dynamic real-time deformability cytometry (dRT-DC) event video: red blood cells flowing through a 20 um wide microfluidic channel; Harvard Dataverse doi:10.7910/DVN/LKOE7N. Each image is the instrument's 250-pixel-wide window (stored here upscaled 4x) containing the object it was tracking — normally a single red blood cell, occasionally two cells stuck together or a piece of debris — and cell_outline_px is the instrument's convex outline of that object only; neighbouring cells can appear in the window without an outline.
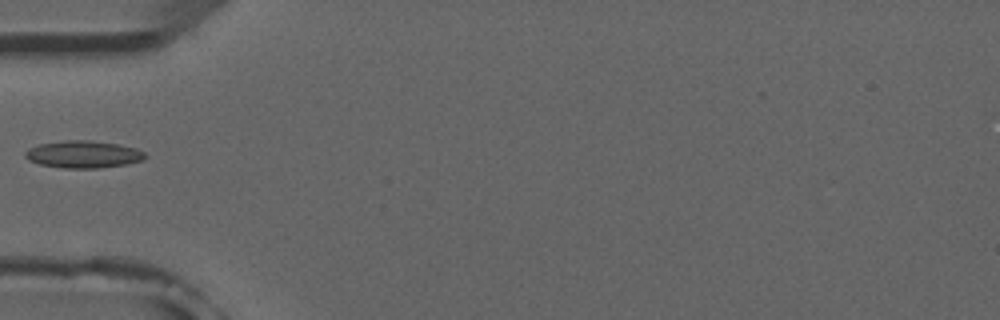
{"species": "common noctule bat (a hibernating species)", "species_latin": "Nyctalus noctula", "temperature_condition": "room temperature", "stored_images_in_passage": 6, "camera_frame_rate_fps": 3000, "um_per_image_px": 0.085, "animal": {"sex": "male", "forearm_length_mm": 52.5}, "frame": {"image": 1, "passage_image": 5, "time_ms": 5.0, "image_size_px": [1000, 320], "cell_outline_px": [[148, 156], [144, 160], [124, 164], [100, 168], [64, 168], [40, 164], [28, 160], [24, 156], [24, 152], [28, 148], [40, 144], [64, 140], [88, 140], [116, 144], [136, 148], [144, 152]], "centroid_in_image_um": [7.07, 13.12], "position_along_channel_um": 77.9, "area_um2": 19.02}}
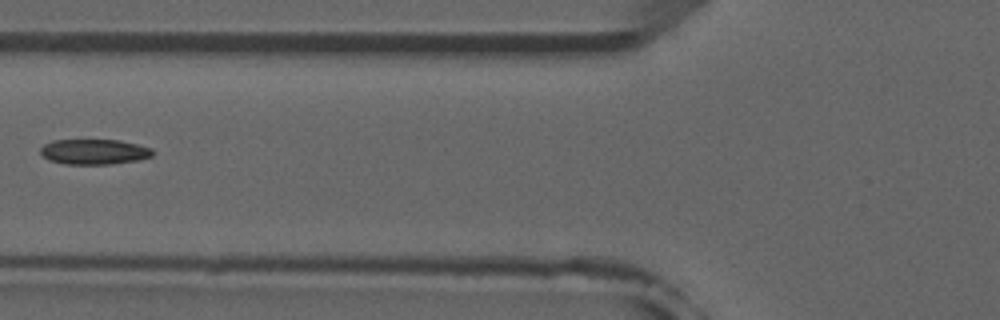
{"frame": {"image": 2, "passage_image": 6, "time_ms": 6.0, "image_size_px": [1000, 320], "cell_outline_px": [[156, 152], [152, 156], [136, 160], [108, 164], [64, 164], [48, 160], [40, 152], [40, 148], [44, 144], [52, 140], [120, 140], [152, 148]], "centroid_in_image_um": [7.99, 12.89], "position_along_channel_um": 117.8, "area_um2": 16.53}}